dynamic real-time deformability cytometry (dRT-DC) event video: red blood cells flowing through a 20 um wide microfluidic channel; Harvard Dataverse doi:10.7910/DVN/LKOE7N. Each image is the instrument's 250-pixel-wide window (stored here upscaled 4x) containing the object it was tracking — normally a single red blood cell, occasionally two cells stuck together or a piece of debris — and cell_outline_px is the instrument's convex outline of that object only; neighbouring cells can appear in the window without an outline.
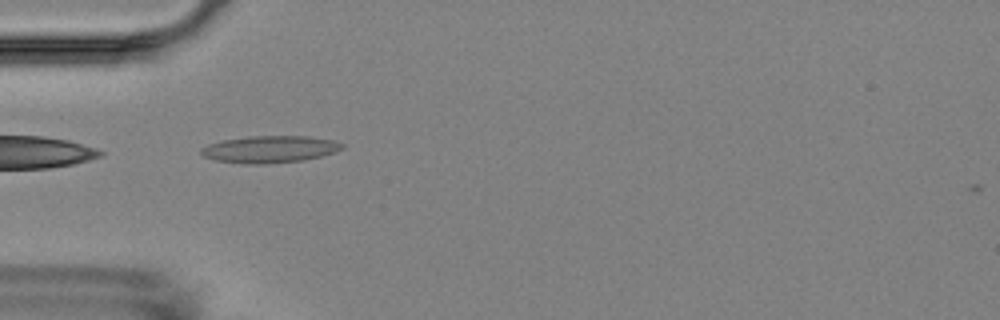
{"species": "Egyptian fruit bat (a non-hibernating species)", "species_latin": "Rousettus aegyptiacus", "temperature_condition": "room temperature", "stored_images_in_passage": 5, "camera_frame_rate_fps": 3000, "um_per_image_px": 0.085, "animal": {"sex": "female"}, "frame": {"image": 1, "passage_image": 5, "time_ms": 4.333, "image_size_px": [1000, 320], "cell_outline_px": [[344, 148], [320, 156], [304, 160], [264, 164], [244, 164], [216, 160], [204, 156], [200, 152], [200, 148], [208, 144], [220, 140], [248, 136], [308, 136], [332, 140], [344, 144]], "centroid_in_image_um": [22.89, 12.68], "position_along_channel_um": 62.1, "area_um2": 22.2}}